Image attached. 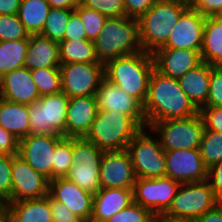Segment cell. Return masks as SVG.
Segmentation results:
<instances>
[{"label": "cell", "instance_id": "cell-9", "mask_svg": "<svg viewBox=\"0 0 222 222\" xmlns=\"http://www.w3.org/2000/svg\"><path fill=\"white\" fill-rule=\"evenodd\" d=\"M149 129L159 138L164 151L199 149L204 123L198 113L189 118L158 121Z\"/></svg>", "mask_w": 222, "mask_h": 222}, {"label": "cell", "instance_id": "cell-31", "mask_svg": "<svg viewBox=\"0 0 222 222\" xmlns=\"http://www.w3.org/2000/svg\"><path fill=\"white\" fill-rule=\"evenodd\" d=\"M28 38L16 41H0V78L15 69L24 67Z\"/></svg>", "mask_w": 222, "mask_h": 222}, {"label": "cell", "instance_id": "cell-33", "mask_svg": "<svg viewBox=\"0 0 222 222\" xmlns=\"http://www.w3.org/2000/svg\"><path fill=\"white\" fill-rule=\"evenodd\" d=\"M202 161L207 169L222 160V133L205 130L199 146Z\"/></svg>", "mask_w": 222, "mask_h": 222}, {"label": "cell", "instance_id": "cell-4", "mask_svg": "<svg viewBox=\"0 0 222 222\" xmlns=\"http://www.w3.org/2000/svg\"><path fill=\"white\" fill-rule=\"evenodd\" d=\"M141 129L129 115L98 110L84 138L104 152L123 151Z\"/></svg>", "mask_w": 222, "mask_h": 222}, {"label": "cell", "instance_id": "cell-45", "mask_svg": "<svg viewBox=\"0 0 222 222\" xmlns=\"http://www.w3.org/2000/svg\"><path fill=\"white\" fill-rule=\"evenodd\" d=\"M50 211L53 222H82L67 206L50 197Z\"/></svg>", "mask_w": 222, "mask_h": 222}, {"label": "cell", "instance_id": "cell-47", "mask_svg": "<svg viewBox=\"0 0 222 222\" xmlns=\"http://www.w3.org/2000/svg\"><path fill=\"white\" fill-rule=\"evenodd\" d=\"M158 0H124L127 17L138 19Z\"/></svg>", "mask_w": 222, "mask_h": 222}, {"label": "cell", "instance_id": "cell-11", "mask_svg": "<svg viewBox=\"0 0 222 222\" xmlns=\"http://www.w3.org/2000/svg\"><path fill=\"white\" fill-rule=\"evenodd\" d=\"M180 183L169 177L136 178L133 202L148 209L153 215L165 213L170 207Z\"/></svg>", "mask_w": 222, "mask_h": 222}, {"label": "cell", "instance_id": "cell-52", "mask_svg": "<svg viewBox=\"0 0 222 222\" xmlns=\"http://www.w3.org/2000/svg\"><path fill=\"white\" fill-rule=\"evenodd\" d=\"M154 222H196L193 218L175 217L165 213L154 215Z\"/></svg>", "mask_w": 222, "mask_h": 222}, {"label": "cell", "instance_id": "cell-14", "mask_svg": "<svg viewBox=\"0 0 222 222\" xmlns=\"http://www.w3.org/2000/svg\"><path fill=\"white\" fill-rule=\"evenodd\" d=\"M63 137L29 134L19 140L18 155L36 172L52 180L54 149Z\"/></svg>", "mask_w": 222, "mask_h": 222}, {"label": "cell", "instance_id": "cell-28", "mask_svg": "<svg viewBox=\"0 0 222 222\" xmlns=\"http://www.w3.org/2000/svg\"><path fill=\"white\" fill-rule=\"evenodd\" d=\"M200 54L202 61L222 65V16L206 17Z\"/></svg>", "mask_w": 222, "mask_h": 222}, {"label": "cell", "instance_id": "cell-23", "mask_svg": "<svg viewBox=\"0 0 222 222\" xmlns=\"http://www.w3.org/2000/svg\"><path fill=\"white\" fill-rule=\"evenodd\" d=\"M133 202V189L101 188L93 196L90 222H105Z\"/></svg>", "mask_w": 222, "mask_h": 222}, {"label": "cell", "instance_id": "cell-30", "mask_svg": "<svg viewBox=\"0 0 222 222\" xmlns=\"http://www.w3.org/2000/svg\"><path fill=\"white\" fill-rule=\"evenodd\" d=\"M61 64L100 63L95 55L94 42L87 39L59 42Z\"/></svg>", "mask_w": 222, "mask_h": 222}, {"label": "cell", "instance_id": "cell-2", "mask_svg": "<svg viewBox=\"0 0 222 222\" xmlns=\"http://www.w3.org/2000/svg\"><path fill=\"white\" fill-rule=\"evenodd\" d=\"M153 70L152 54L139 51L108 61L104 65V76L143 105Z\"/></svg>", "mask_w": 222, "mask_h": 222}, {"label": "cell", "instance_id": "cell-54", "mask_svg": "<svg viewBox=\"0 0 222 222\" xmlns=\"http://www.w3.org/2000/svg\"><path fill=\"white\" fill-rule=\"evenodd\" d=\"M0 222H10L9 217L5 212L0 215Z\"/></svg>", "mask_w": 222, "mask_h": 222}, {"label": "cell", "instance_id": "cell-6", "mask_svg": "<svg viewBox=\"0 0 222 222\" xmlns=\"http://www.w3.org/2000/svg\"><path fill=\"white\" fill-rule=\"evenodd\" d=\"M68 101L69 97L61 90L29 104L30 134L66 137Z\"/></svg>", "mask_w": 222, "mask_h": 222}, {"label": "cell", "instance_id": "cell-15", "mask_svg": "<svg viewBox=\"0 0 222 222\" xmlns=\"http://www.w3.org/2000/svg\"><path fill=\"white\" fill-rule=\"evenodd\" d=\"M166 177L179 182H201L207 180L205 167L199 149H176L165 151Z\"/></svg>", "mask_w": 222, "mask_h": 222}, {"label": "cell", "instance_id": "cell-17", "mask_svg": "<svg viewBox=\"0 0 222 222\" xmlns=\"http://www.w3.org/2000/svg\"><path fill=\"white\" fill-rule=\"evenodd\" d=\"M99 179L101 188L133 189L136 175L129 152L127 150L104 152Z\"/></svg>", "mask_w": 222, "mask_h": 222}, {"label": "cell", "instance_id": "cell-27", "mask_svg": "<svg viewBox=\"0 0 222 222\" xmlns=\"http://www.w3.org/2000/svg\"><path fill=\"white\" fill-rule=\"evenodd\" d=\"M29 117L27 104L0 98V126L18 140L30 134Z\"/></svg>", "mask_w": 222, "mask_h": 222}, {"label": "cell", "instance_id": "cell-20", "mask_svg": "<svg viewBox=\"0 0 222 222\" xmlns=\"http://www.w3.org/2000/svg\"><path fill=\"white\" fill-rule=\"evenodd\" d=\"M200 51L158 48L152 53L154 69L164 76L179 79L202 62Z\"/></svg>", "mask_w": 222, "mask_h": 222}, {"label": "cell", "instance_id": "cell-53", "mask_svg": "<svg viewBox=\"0 0 222 222\" xmlns=\"http://www.w3.org/2000/svg\"><path fill=\"white\" fill-rule=\"evenodd\" d=\"M164 1H169V2H173V3H178L181 4L185 7H192L195 0H164Z\"/></svg>", "mask_w": 222, "mask_h": 222}, {"label": "cell", "instance_id": "cell-51", "mask_svg": "<svg viewBox=\"0 0 222 222\" xmlns=\"http://www.w3.org/2000/svg\"><path fill=\"white\" fill-rule=\"evenodd\" d=\"M51 8L74 10L79 4L80 0H47Z\"/></svg>", "mask_w": 222, "mask_h": 222}, {"label": "cell", "instance_id": "cell-50", "mask_svg": "<svg viewBox=\"0 0 222 222\" xmlns=\"http://www.w3.org/2000/svg\"><path fill=\"white\" fill-rule=\"evenodd\" d=\"M22 0H0V15L18 14Z\"/></svg>", "mask_w": 222, "mask_h": 222}, {"label": "cell", "instance_id": "cell-37", "mask_svg": "<svg viewBox=\"0 0 222 222\" xmlns=\"http://www.w3.org/2000/svg\"><path fill=\"white\" fill-rule=\"evenodd\" d=\"M28 37L29 33L25 30L17 14L0 15V41H16Z\"/></svg>", "mask_w": 222, "mask_h": 222}, {"label": "cell", "instance_id": "cell-29", "mask_svg": "<svg viewBox=\"0 0 222 222\" xmlns=\"http://www.w3.org/2000/svg\"><path fill=\"white\" fill-rule=\"evenodd\" d=\"M50 8L47 0L21 1L17 15L29 35L42 32Z\"/></svg>", "mask_w": 222, "mask_h": 222}, {"label": "cell", "instance_id": "cell-36", "mask_svg": "<svg viewBox=\"0 0 222 222\" xmlns=\"http://www.w3.org/2000/svg\"><path fill=\"white\" fill-rule=\"evenodd\" d=\"M74 10L81 18L87 40L94 41L100 34L107 17L96 10L84 7L81 4H79Z\"/></svg>", "mask_w": 222, "mask_h": 222}, {"label": "cell", "instance_id": "cell-38", "mask_svg": "<svg viewBox=\"0 0 222 222\" xmlns=\"http://www.w3.org/2000/svg\"><path fill=\"white\" fill-rule=\"evenodd\" d=\"M105 222H154V215L148 209L132 202Z\"/></svg>", "mask_w": 222, "mask_h": 222}, {"label": "cell", "instance_id": "cell-8", "mask_svg": "<svg viewBox=\"0 0 222 222\" xmlns=\"http://www.w3.org/2000/svg\"><path fill=\"white\" fill-rule=\"evenodd\" d=\"M104 151L83 138H72V162L65 179L81 189L96 194L101 189L99 171Z\"/></svg>", "mask_w": 222, "mask_h": 222}, {"label": "cell", "instance_id": "cell-7", "mask_svg": "<svg viewBox=\"0 0 222 222\" xmlns=\"http://www.w3.org/2000/svg\"><path fill=\"white\" fill-rule=\"evenodd\" d=\"M151 132V129L148 128L141 129L127 147L136 178L166 176L165 151L159 138L154 133L151 135Z\"/></svg>", "mask_w": 222, "mask_h": 222}, {"label": "cell", "instance_id": "cell-12", "mask_svg": "<svg viewBox=\"0 0 222 222\" xmlns=\"http://www.w3.org/2000/svg\"><path fill=\"white\" fill-rule=\"evenodd\" d=\"M61 89L69 97L96 96L104 76L102 63L61 64Z\"/></svg>", "mask_w": 222, "mask_h": 222}, {"label": "cell", "instance_id": "cell-44", "mask_svg": "<svg viewBox=\"0 0 222 222\" xmlns=\"http://www.w3.org/2000/svg\"><path fill=\"white\" fill-rule=\"evenodd\" d=\"M207 181L210 183L215 199L222 203V160L208 169Z\"/></svg>", "mask_w": 222, "mask_h": 222}, {"label": "cell", "instance_id": "cell-55", "mask_svg": "<svg viewBox=\"0 0 222 222\" xmlns=\"http://www.w3.org/2000/svg\"><path fill=\"white\" fill-rule=\"evenodd\" d=\"M5 211V205L2 201H0V215L3 214Z\"/></svg>", "mask_w": 222, "mask_h": 222}, {"label": "cell", "instance_id": "cell-39", "mask_svg": "<svg viewBox=\"0 0 222 222\" xmlns=\"http://www.w3.org/2000/svg\"><path fill=\"white\" fill-rule=\"evenodd\" d=\"M80 4L107 18L126 16L124 0H80Z\"/></svg>", "mask_w": 222, "mask_h": 222}, {"label": "cell", "instance_id": "cell-13", "mask_svg": "<svg viewBox=\"0 0 222 222\" xmlns=\"http://www.w3.org/2000/svg\"><path fill=\"white\" fill-rule=\"evenodd\" d=\"M11 202L38 199L48 195L49 179L36 172L19 155H12Z\"/></svg>", "mask_w": 222, "mask_h": 222}, {"label": "cell", "instance_id": "cell-43", "mask_svg": "<svg viewBox=\"0 0 222 222\" xmlns=\"http://www.w3.org/2000/svg\"><path fill=\"white\" fill-rule=\"evenodd\" d=\"M75 39H87L84 25L81 21L79 14L74 10L69 17V22L66 25L64 40H75Z\"/></svg>", "mask_w": 222, "mask_h": 222}, {"label": "cell", "instance_id": "cell-34", "mask_svg": "<svg viewBox=\"0 0 222 222\" xmlns=\"http://www.w3.org/2000/svg\"><path fill=\"white\" fill-rule=\"evenodd\" d=\"M30 73L40 96L58 93L62 90L60 68L33 69L30 70Z\"/></svg>", "mask_w": 222, "mask_h": 222}, {"label": "cell", "instance_id": "cell-22", "mask_svg": "<svg viewBox=\"0 0 222 222\" xmlns=\"http://www.w3.org/2000/svg\"><path fill=\"white\" fill-rule=\"evenodd\" d=\"M97 111L96 96L69 98L66 114V137H85L95 120Z\"/></svg>", "mask_w": 222, "mask_h": 222}, {"label": "cell", "instance_id": "cell-46", "mask_svg": "<svg viewBox=\"0 0 222 222\" xmlns=\"http://www.w3.org/2000/svg\"><path fill=\"white\" fill-rule=\"evenodd\" d=\"M191 8L204 17L222 16V0H195Z\"/></svg>", "mask_w": 222, "mask_h": 222}, {"label": "cell", "instance_id": "cell-32", "mask_svg": "<svg viewBox=\"0 0 222 222\" xmlns=\"http://www.w3.org/2000/svg\"><path fill=\"white\" fill-rule=\"evenodd\" d=\"M73 11L74 10L50 8L40 35L56 42L64 40L65 28L69 22L70 14Z\"/></svg>", "mask_w": 222, "mask_h": 222}, {"label": "cell", "instance_id": "cell-16", "mask_svg": "<svg viewBox=\"0 0 222 222\" xmlns=\"http://www.w3.org/2000/svg\"><path fill=\"white\" fill-rule=\"evenodd\" d=\"M98 110H109L129 115L142 129L146 128L143 105L105 77L96 92Z\"/></svg>", "mask_w": 222, "mask_h": 222}, {"label": "cell", "instance_id": "cell-21", "mask_svg": "<svg viewBox=\"0 0 222 222\" xmlns=\"http://www.w3.org/2000/svg\"><path fill=\"white\" fill-rule=\"evenodd\" d=\"M30 70L21 67L4 74L0 78V98L21 104H32L40 99Z\"/></svg>", "mask_w": 222, "mask_h": 222}, {"label": "cell", "instance_id": "cell-26", "mask_svg": "<svg viewBox=\"0 0 222 222\" xmlns=\"http://www.w3.org/2000/svg\"><path fill=\"white\" fill-rule=\"evenodd\" d=\"M4 212L10 222H53L49 195L38 199L8 202Z\"/></svg>", "mask_w": 222, "mask_h": 222}, {"label": "cell", "instance_id": "cell-18", "mask_svg": "<svg viewBox=\"0 0 222 222\" xmlns=\"http://www.w3.org/2000/svg\"><path fill=\"white\" fill-rule=\"evenodd\" d=\"M206 17L189 7L179 17L161 48L201 50Z\"/></svg>", "mask_w": 222, "mask_h": 222}, {"label": "cell", "instance_id": "cell-3", "mask_svg": "<svg viewBox=\"0 0 222 222\" xmlns=\"http://www.w3.org/2000/svg\"><path fill=\"white\" fill-rule=\"evenodd\" d=\"M94 42L98 62L108 61L142 50L139 22L127 16L107 18Z\"/></svg>", "mask_w": 222, "mask_h": 222}, {"label": "cell", "instance_id": "cell-25", "mask_svg": "<svg viewBox=\"0 0 222 222\" xmlns=\"http://www.w3.org/2000/svg\"><path fill=\"white\" fill-rule=\"evenodd\" d=\"M210 73L211 65L202 61L178 79L181 89L198 110L207 104Z\"/></svg>", "mask_w": 222, "mask_h": 222}, {"label": "cell", "instance_id": "cell-24", "mask_svg": "<svg viewBox=\"0 0 222 222\" xmlns=\"http://www.w3.org/2000/svg\"><path fill=\"white\" fill-rule=\"evenodd\" d=\"M60 65L59 42L50 40L40 34L29 35L24 67L33 70L59 68Z\"/></svg>", "mask_w": 222, "mask_h": 222}, {"label": "cell", "instance_id": "cell-19", "mask_svg": "<svg viewBox=\"0 0 222 222\" xmlns=\"http://www.w3.org/2000/svg\"><path fill=\"white\" fill-rule=\"evenodd\" d=\"M48 195L67 206L82 222H90L93 194L65 178H54L49 180Z\"/></svg>", "mask_w": 222, "mask_h": 222}, {"label": "cell", "instance_id": "cell-40", "mask_svg": "<svg viewBox=\"0 0 222 222\" xmlns=\"http://www.w3.org/2000/svg\"><path fill=\"white\" fill-rule=\"evenodd\" d=\"M12 155L0 153V201L4 205L11 202Z\"/></svg>", "mask_w": 222, "mask_h": 222}, {"label": "cell", "instance_id": "cell-35", "mask_svg": "<svg viewBox=\"0 0 222 222\" xmlns=\"http://www.w3.org/2000/svg\"><path fill=\"white\" fill-rule=\"evenodd\" d=\"M72 157V138L63 137L54 149L52 179L66 176L69 168L73 165Z\"/></svg>", "mask_w": 222, "mask_h": 222}, {"label": "cell", "instance_id": "cell-10", "mask_svg": "<svg viewBox=\"0 0 222 222\" xmlns=\"http://www.w3.org/2000/svg\"><path fill=\"white\" fill-rule=\"evenodd\" d=\"M218 203L207 180L183 183L165 214L197 219Z\"/></svg>", "mask_w": 222, "mask_h": 222}, {"label": "cell", "instance_id": "cell-5", "mask_svg": "<svg viewBox=\"0 0 222 222\" xmlns=\"http://www.w3.org/2000/svg\"><path fill=\"white\" fill-rule=\"evenodd\" d=\"M187 8L178 3L158 0L140 16L137 20L142 50L152 54L161 48Z\"/></svg>", "mask_w": 222, "mask_h": 222}, {"label": "cell", "instance_id": "cell-1", "mask_svg": "<svg viewBox=\"0 0 222 222\" xmlns=\"http://www.w3.org/2000/svg\"><path fill=\"white\" fill-rule=\"evenodd\" d=\"M143 112L146 128H150L158 121L189 118L198 114L199 110L181 89L178 79L164 76L154 69Z\"/></svg>", "mask_w": 222, "mask_h": 222}, {"label": "cell", "instance_id": "cell-48", "mask_svg": "<svg viewBox=\"0 0 222 222\" xmlns=\"http://www.w3.org/2000/svg\"><path fill=\"white\" fill-rule=\"evenodd\" d=\"M19 140L0 126V153L18 155Z\"/></svg>", "mask_w": 222, "mask_h": 222}, {"label": "cell", "instance_id": "cell-49", "mask_svg": "<svg viewBox=\"0 0 222 222\" xmlns=\"http://www.w3.org/2000/svg\"><path fill=\"white\" fill-rule=\"evenodd\" d=\"M196 222H222V203L195 219Z\"/></svg>", "mask_w": 222, "mask_h": 222}, {"label": "cell", "instance_id": "cell-42", "mask_svg": "<svg viewBox=\"0 0 222 222\" xmlns=\"http://www.w3.org/2000/svg\"><path fill=\"white\" fill-rule=\"evenodd\" d=\"M204 129L222 133V107H203L199 110Z\"/></svg>", "mask_w": 222, "mask_h": 222}, {"label": "cell", "instance_id": "cell-41", "mask_svg": "<svg viewBox=\"0 0 222 222\" xmlns=\"http://www.w3.org/2000/svg\"><path fill=\"white\" fill-rule=\"evenodd\" d=\"M204 107H222V65H211L210 87Z\"/></svg>", "mask_w": 222, "mask_h": 222}]
</instances>
